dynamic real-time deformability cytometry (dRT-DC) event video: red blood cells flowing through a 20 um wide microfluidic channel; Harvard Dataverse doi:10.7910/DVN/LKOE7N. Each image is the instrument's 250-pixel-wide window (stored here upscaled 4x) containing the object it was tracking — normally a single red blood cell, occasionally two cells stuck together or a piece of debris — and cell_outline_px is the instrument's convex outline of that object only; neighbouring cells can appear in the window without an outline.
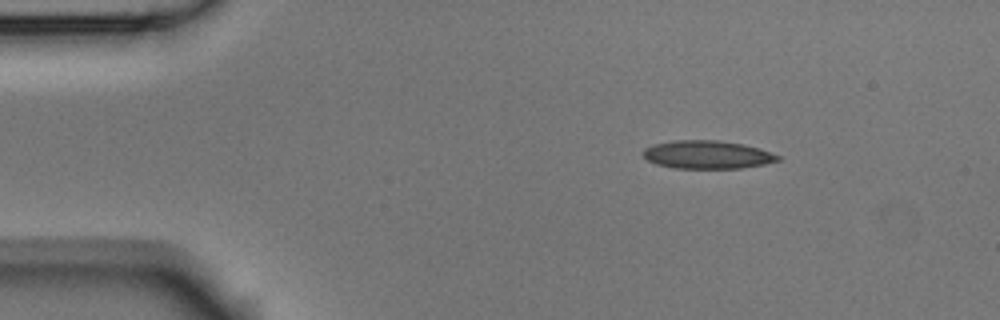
{"species": "Egyptian fruit bat (a non-hibernating species)", "species_latin": "Rousettus aegyptiacus", "temperature_condition": "room temperature", "stored_images_in_passage": 3, "camera_frame_rate_fps": 3000, "um_per_image_px": 0.085, "animal": {"sex": "male"}, "frame": {"image": 1, "passage_image": 1, "time_ms": 0.0, "image_size_px": [1000, 320], "cell_outline_px": [[780, 160], [764, 164], [740, 168], [676, 168], [656, 164], [648, 160], [640, 152], [644, 148], [652, 144], [672, 140], [720, 140], [744, 144], [760, 148], [772, 152], [780, 156]], "centroid_in_image_um": [60.1, 13.13], "position_along_channel_um": 24.9, "area_um2": 22.31}}